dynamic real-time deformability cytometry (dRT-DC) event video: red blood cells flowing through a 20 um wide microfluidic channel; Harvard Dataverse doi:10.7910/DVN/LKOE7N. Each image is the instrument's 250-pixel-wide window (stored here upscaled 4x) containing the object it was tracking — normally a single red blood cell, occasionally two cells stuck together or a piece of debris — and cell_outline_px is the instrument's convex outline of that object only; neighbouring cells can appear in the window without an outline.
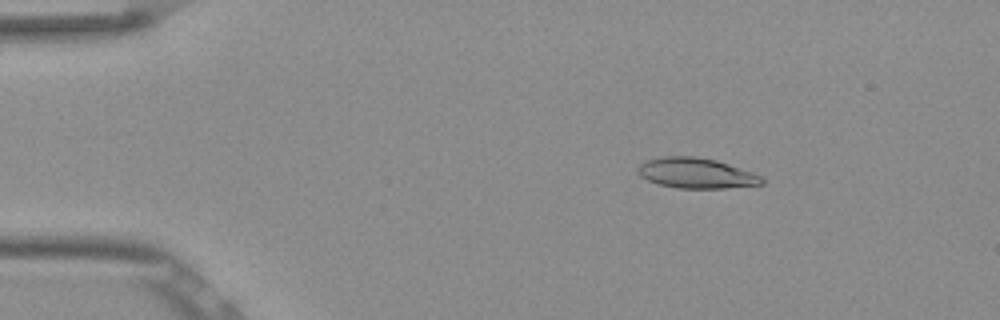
{"species": "Egyptian fruit bat (a non-hibernating species)", "species_latin": "Rousettus aegyptiacus", "temperature_condition": "room temperature", "stored_images_in_passage": 45, "camera_frame_rate_fps": 3000, "um_per_image_px": 0.085, "frame": {"image": 1, "passage_image": 1, "time_ms": 0.0, "image_size_px": [1000, 320], "cell_outline_px": [[764, 184], [724, 188], [676, 188], [656, 184], [640, 176], [636, 172], [636, 168], [640, 164], [648, 160], [664, 156], [696, 156], [716, 160], [764, 176]], "centroid_in_image_um": [59.16, 14.72], "position_along_channel_um": 25.8, "area_um2": 22.08}}
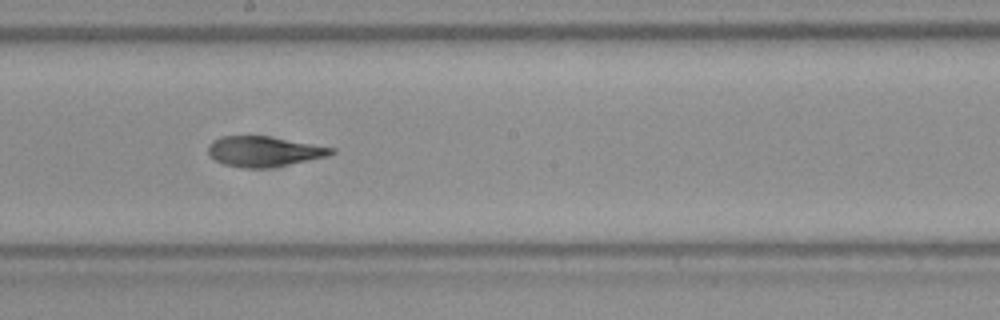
{"frame": {"image": 2, "passage_image": 22, "time_ms": 7.0, "image_size_px": [1000, 320], "cell_outline_px": [[336, 152], [328, 156], [288, 164], [264, 168], [248, 168], [224, 164], [216, 160], [208, 152], [208, 144], [212, 140], [220, 136], [268, 136], [336, 148]], "centroid_in_image_um": [22.44, 12.86], "position_along_channel_um": 225.8, "area_um2": 21.5}}
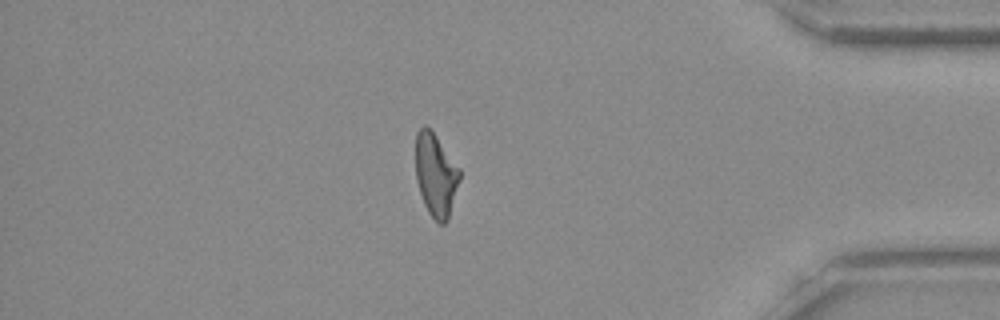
{"frame": {"image": 3, "passage_image": 38, "time_ms": 12.333, "image_size_px": [1000, 320], "cell_outline_px": [[460, 180], [448, 220], [444, 224], [440, 224], [428, 212], [424, 204], [416, 180], [416, 132], [424, 124], [436, 136], [460, 168]], "centroid_in_image_um": [37.04, 14.88], "position_along_channel_um": 398.2, "area_um2": 21.21}, "authors_computed_cell_mechanics": {"area_um2": 21.8484, "velocity_mm_per_s": 3.8565, "shape_relaxation_time_tau1_ms": null, "shape_relaxation_time_tau2_ms": 2.8552, "deformation_change_tau1": null, "deformation_change_tau2": 0.1075}}